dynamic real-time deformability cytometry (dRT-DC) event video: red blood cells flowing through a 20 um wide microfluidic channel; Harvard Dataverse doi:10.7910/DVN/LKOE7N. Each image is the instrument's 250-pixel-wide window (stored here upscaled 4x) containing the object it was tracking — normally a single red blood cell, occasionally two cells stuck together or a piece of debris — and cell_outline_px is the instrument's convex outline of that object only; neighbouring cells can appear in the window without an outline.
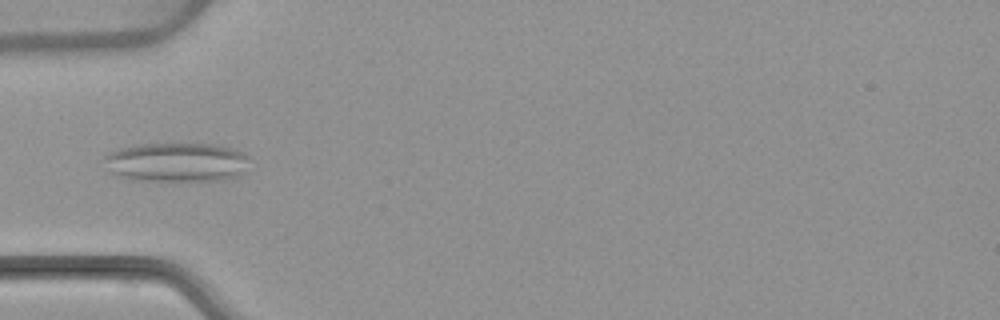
{"species": "common noctule bat (a hibernating species)", "species_latin": "Nyctalus noctula", "temperature_condition": "warm", "stored_images_in_passage": 3, "camera_frame_rate_fps": 3000, "um_per_image_px": 0.085, "animal": {"sex": "female", "body_mass_g": 22.7, "forearm_length_mm": 54.2}, "frame": {"image": 1, "passage_image": 3, "time_ms": 3.667, "image_size_px": [1000, 320], "cell_outline_px": [[248, 156], [244, 172], [236, 176], [224, 180], [128, 180], [116, 176], [100, 160], [108, 152], [120, 148], [136, 144], [216, 144], [232, 148], [244, 152]], "centroid_in_image_um": [14.95, 13.78], "position_along_channel_um": 70.1, "area_um2": 33.47}}